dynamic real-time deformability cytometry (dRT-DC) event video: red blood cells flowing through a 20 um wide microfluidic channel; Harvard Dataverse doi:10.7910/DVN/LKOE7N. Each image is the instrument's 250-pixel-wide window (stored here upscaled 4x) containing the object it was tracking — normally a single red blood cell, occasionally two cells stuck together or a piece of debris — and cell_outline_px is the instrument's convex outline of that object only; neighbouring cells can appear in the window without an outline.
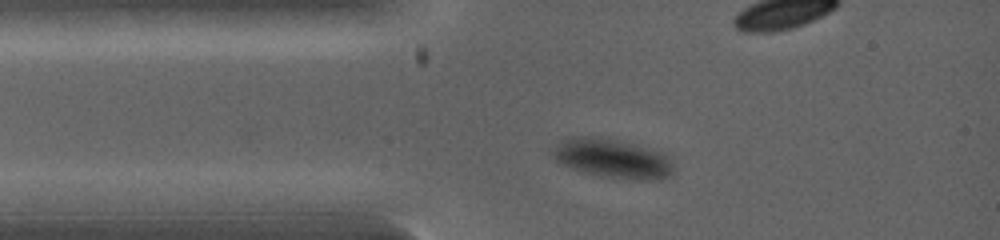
{"species": "common noctule bat (a hibernating species)", "species_latin": "Nyctalus noctula", "temperature_condition": "warm", "stored_images_in_passage": 5, "camera_frame_rate_fps": 5000, "um_per_image_px": 0.085, "animal": {"sex": "female", "body_mass_g": 19.0, "forearm_length_mm": 53.3}, "frame": {"image": 1, "passage_image": 3, "time_ms": 0.8, "image_size_px": [1000, 240], "cell_outline_px": [[672, 172], [668, 176], [656, 180], [644, 180], [600, 176], [584, 172], [572, 168], [556, 160], [552, 156], [556, 148], [568, 136], [588, 136], [616, 140], [660, 152], [668, 156], [672, 164]], "centroid_in_image_um": [52.07, 13.48], "position_along_channel_um": 32.9, "area_um2": 26.82}}